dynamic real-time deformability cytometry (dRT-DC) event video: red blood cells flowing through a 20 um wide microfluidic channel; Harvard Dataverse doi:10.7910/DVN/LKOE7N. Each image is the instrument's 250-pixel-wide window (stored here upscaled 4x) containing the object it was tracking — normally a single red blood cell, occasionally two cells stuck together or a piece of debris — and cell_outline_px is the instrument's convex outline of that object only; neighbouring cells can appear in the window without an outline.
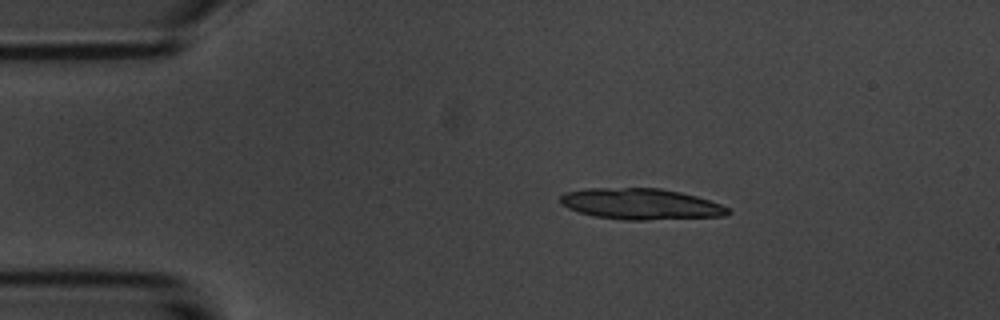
{"species": "common noctule bat (a hibernating species)", "species_latin": "Nyctalus noctula", "temperature_condition": "room temperature", "stored_images_in_passage": 5, "camera_frame_rate_fps": 3000, "um_per_image_px": 0.085, "animal": {"sex": "male", "body_mass_g": 20.1, "forearm_length_mm": 53.5}, "frame": {"image": 1, "passage_image": 3, "time_ms": 2.333, "image_size_px": [1000, 320], "cell_outline_px": [[732, 212], [728, 216], [644, 220], [624, 220], [596, 216], [580, 212], [568, 208], [560, 204], [560, 196], [564, 192], [584, 188], [660, 188], [680, 192], [696, 196], [720, 204], [728, 208]], "centroid_in_image_um": [54.46, 17.34], "position_along_channel_um": 30.5, "area_um2": 30.4}}